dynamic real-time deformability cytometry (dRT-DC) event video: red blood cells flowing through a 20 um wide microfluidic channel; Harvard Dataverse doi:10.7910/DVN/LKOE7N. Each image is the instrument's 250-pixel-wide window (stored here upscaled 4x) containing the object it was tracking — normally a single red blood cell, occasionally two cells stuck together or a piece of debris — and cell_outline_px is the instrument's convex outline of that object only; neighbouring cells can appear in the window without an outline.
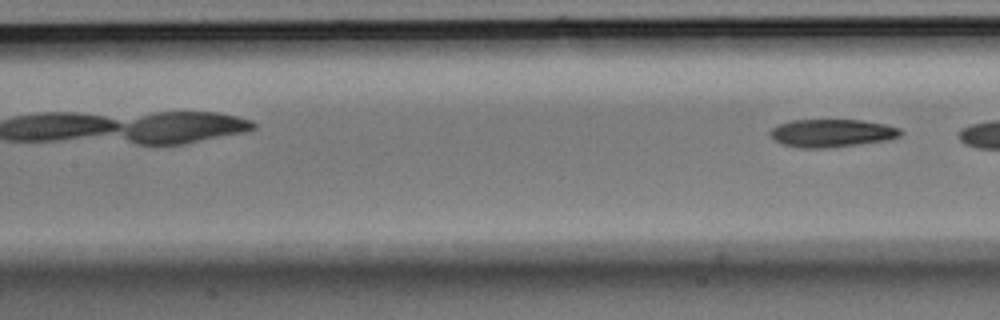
{"species": "Egyptian fruit bat (a non-hibernating species)", "species_latin": "Rousettus aegyptiacus", "temperature_condition": "room temperature", "stored_images_in_passage": 5, "camera_frame_rate_fps": 3000, "um_per_image_px": 0.085, "animal": {"sex": "male"}, "frame": {"image": 1, "passage_image": 5, "time_ms": 1.333, "image_size_px": [1000, 320], "cell_outline_px": [[904, 132], [900, 136], [888, 140], [828, 148], [796, 148], [784, 144], [776, 140], [768, 132], [772, 128], [780, 124], [792, 120], [860, 120], [884, 124], [900, 128]], "centroid_in_image_um": [70.72, 11.32], "position_along_channel_um": 136.7, "area_um2": 21.15}}